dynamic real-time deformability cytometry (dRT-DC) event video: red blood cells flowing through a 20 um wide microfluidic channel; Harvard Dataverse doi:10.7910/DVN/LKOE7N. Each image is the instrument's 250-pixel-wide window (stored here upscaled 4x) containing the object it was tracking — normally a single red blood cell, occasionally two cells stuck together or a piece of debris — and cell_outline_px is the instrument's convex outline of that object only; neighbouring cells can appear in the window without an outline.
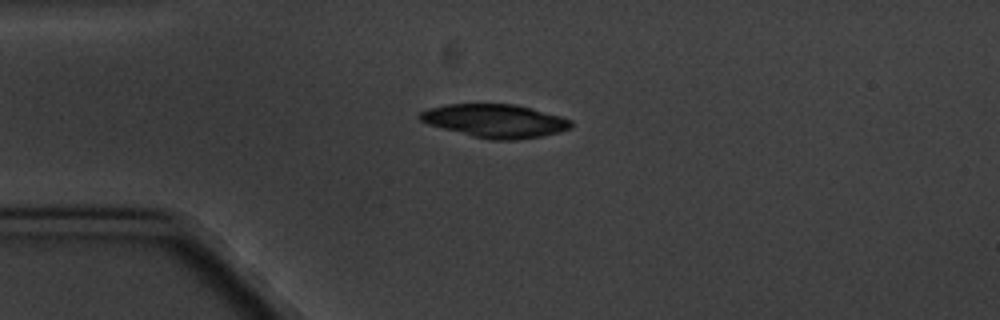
{"species": "common noctule bat (a hibernating species)", "species_latin": "Nyctalus noctula", "temperature_condition": "cold", "stored_images_in_passage": 3, "camera_frame_rate_fps": 3000, "um_per_image_px": 0.085, "animal": {"sex": "male", "body_mass_g": 20.1, "forearm_length_mm": 53.5}, "frame": {"image": 1, "passage_image": 1, "time_ms": 0.0, "image_size_px": [1000, 320], "cell_outline_px": [[572, 128], [560, 132], [540, 136], [516, 140], [492, 140], [472, 136], [428, 124], [420, 120], [416, 116], [420, 112], [428, 108], [448, 104], [516, 104], [532, 108], [560, 116], [572, 120]], "centroid_in_image_um": [42.09, 10.27], "position_along_channel_um": 42.9, "area_um2": 29.36}}